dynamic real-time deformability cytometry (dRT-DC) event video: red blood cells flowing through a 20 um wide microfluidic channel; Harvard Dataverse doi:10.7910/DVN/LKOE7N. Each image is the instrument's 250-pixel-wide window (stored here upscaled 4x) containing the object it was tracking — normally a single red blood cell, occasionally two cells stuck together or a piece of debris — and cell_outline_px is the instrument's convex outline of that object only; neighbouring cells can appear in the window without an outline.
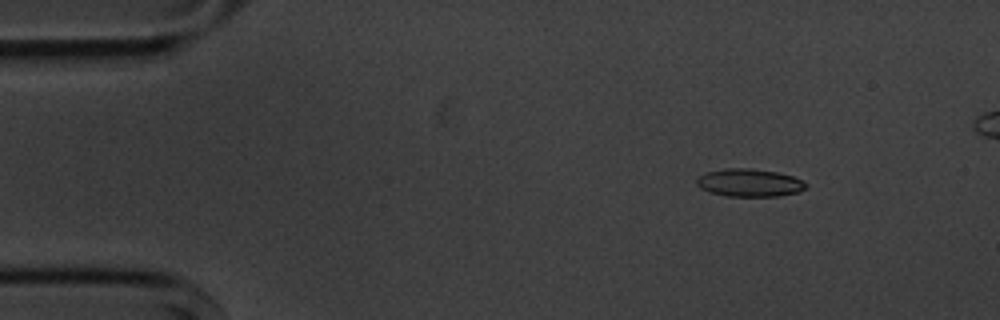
{"species": "common noctule bat (a hibernating species)", "species_latin": "Nyctalus noctula", "temperature_condition": "cold", "stored_images_in_passage": 5, "camera_frame_rate_fps": 3000, "um_per_image_px": 0.085, "animal": {"sex": "male", "body_mass_g": 20.1, "forearm_length_mm": 53.5}, "frame": {"image": 1, "passage_image": 2, "time_ms": 1.333, "image_size_px": [1000, 320], "cell_outline_px": [[808, 184], [800, 192], [780, 196], [728, 196], [712, 192], [700, 188], [696, 184], [696, 176], [704, 172], [724, 168], [752, 168], [776, 172], [792, 176], [804, 180]], "centroid_in_image_um": [63.69, 15.52], "position_along_channel_um": 21.3, "area_um2": 17.92}}